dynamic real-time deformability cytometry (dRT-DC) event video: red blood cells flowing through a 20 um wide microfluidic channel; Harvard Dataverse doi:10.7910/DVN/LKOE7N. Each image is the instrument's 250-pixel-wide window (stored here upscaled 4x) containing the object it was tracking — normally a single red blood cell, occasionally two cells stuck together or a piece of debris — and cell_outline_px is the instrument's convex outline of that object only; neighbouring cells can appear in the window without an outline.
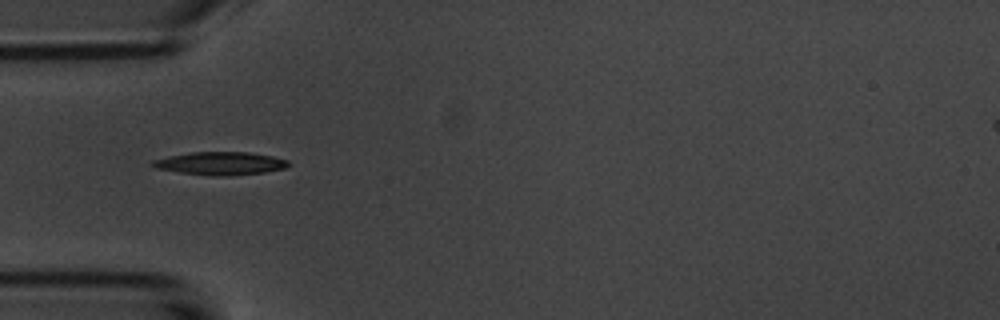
{"species": "common noctule bat (a hibernating species)", "species_latin": "Nyctalus noctula", "temperature_condition": "room temperature", "stored_images_in_passage": 17, "camera_frame_rate_fps": 3000, "um_per_image_px": 0.085, "animal": {"sex": "male", "body_mass_g": 20.1, "forearm_length_mm": 53.5}, "frame": {"image": 1, "passage_image": 3, "time_ms": 0.667, "image_size_px": [1000, 320], "cell_outline_px": [[292, 164], [284, 168], [264, 172], [228, 176], [212, 176], [180, 172], [156, 168], [148, 164], [152, 160], [168, 156], [192, 152], [248, 152], [272, 156], [288, 160]], "centroid_in_image_um": [18.72, 13.89], "position_along_channel_um": 66.3, "area_um2": 18.26}}
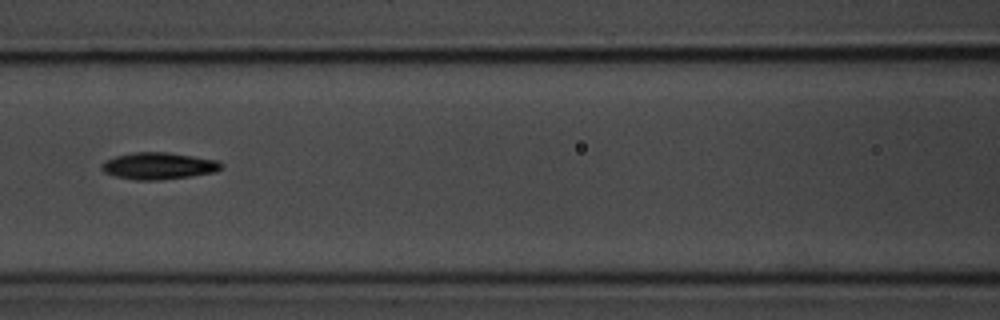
{"frame": {"image": 2, "passage_image": 10, "time_ms": 3.0, "image_size_px": [1000, 320], "cell_outline_px": [[224, 168], [216, 172], [192, 176], [160, 180], [136, 180], [116, 176], [104, 172], [100, 168], [100, 164], [104, 160], [116, 156], [136, 152], [168, 152], [216, 160], [224, 164]], "centroid_in_image_um": [13.49, 14.1], "position_along_channel_um": 153.1, "area_um2": 18.84}}